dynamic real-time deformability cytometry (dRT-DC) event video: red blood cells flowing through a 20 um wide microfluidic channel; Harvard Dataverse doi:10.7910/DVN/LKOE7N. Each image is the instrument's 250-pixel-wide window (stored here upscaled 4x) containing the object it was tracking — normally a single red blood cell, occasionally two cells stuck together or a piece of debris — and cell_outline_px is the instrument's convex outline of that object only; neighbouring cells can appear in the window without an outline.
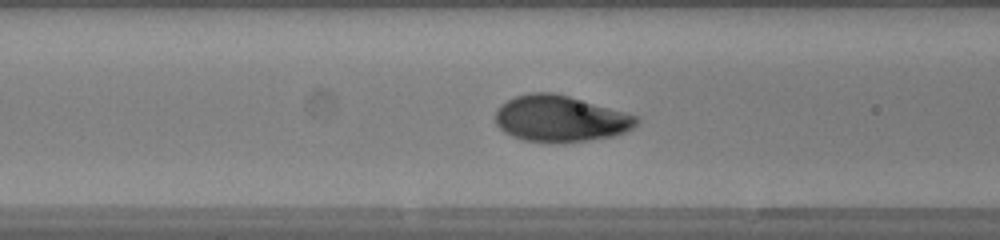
{"species": "human", "species_latin": "Homo sapiens", "temperature_condition": "warm", "stored_images_in_passage": 48, "camera_frame_rate_fps": 3000, "um_per_image_px": 0.085, "donor": {"sex": "female"}, "frame": {"image": 1, "passage_image": 18, "time_ms": 5.667, "image_size_px": [1000, 240], "cell_outline_px": [[640, 120], [632, 128], [616, 136], [592, 140], [564, 144], [556, 144], [524, 140], [512, 136], [504, 132], [496, 124], [496, 108], [500, 104], [516, 96], [528, 92], [552, 92], [568, 96], [640, 116]], "centroid_in_image_um": [47.64, 10.11], "position_along_channel_um": 119.0, "area_um2": 38.61}}
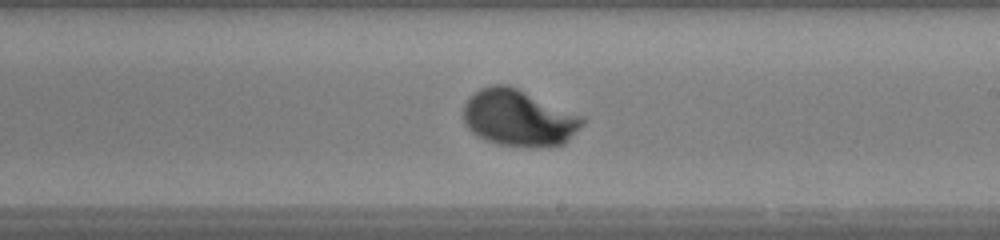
{"frame": {"image": 2, "passage_image": 27, "time_ms": 8.667, "image_size_px": [1000, 240], "cell_outline_px": [[584, 124], [564, 144], [540, 148], [532, 148], [496, 144], [476, 136], [468, 128], [464, 120], [464, 104], [468, 96], [480, 88], [492, 84], [504, 84], [516, 88], [584, 116]], "centroid_in_image_um": [44.09, 10.04], "position_along_channel_um": 244.9, "area_um2": 39.48}}
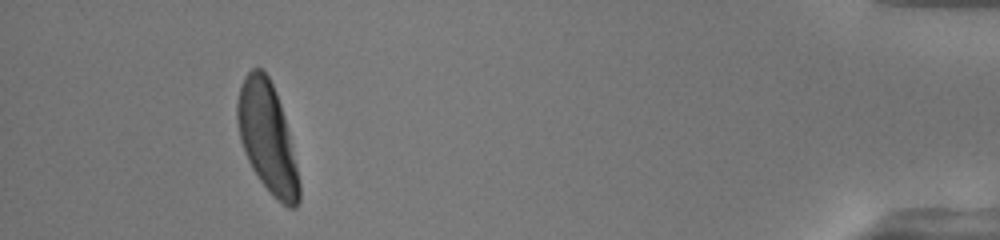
{"frame": {"image": 3, "passage_image": 44, "time_ms": 14.333, "image_size_px": [1000, 240], "cell_outline_px": [[300, 200], [296, 208], [288, 208], [276, 200], [272, 196], [260, 180], [252, 168], [244, 152], [240, 140], [236, 116], [236, 104], [240, 88], [244, 76], [252, 68], [260, 68], [268, 76], [276, 92], [284, 116], [296, 164], [300, 184]], "centroid_in_image_um": [22.71, 11.73], "position_along_channel_um": 412.5, "area_um2": 39.42}, "authors_computed_cell_mechanics": {"area_um2": 38.3214, "velocity_mm_per_s": 4.2042, "shape_relaxation_time_tau1_ms": 2.4392, "shape_relaxation_time_tau2_ms": null, "deformation_change_tau1": 0.1685, "deformation_change_tau2": null}}